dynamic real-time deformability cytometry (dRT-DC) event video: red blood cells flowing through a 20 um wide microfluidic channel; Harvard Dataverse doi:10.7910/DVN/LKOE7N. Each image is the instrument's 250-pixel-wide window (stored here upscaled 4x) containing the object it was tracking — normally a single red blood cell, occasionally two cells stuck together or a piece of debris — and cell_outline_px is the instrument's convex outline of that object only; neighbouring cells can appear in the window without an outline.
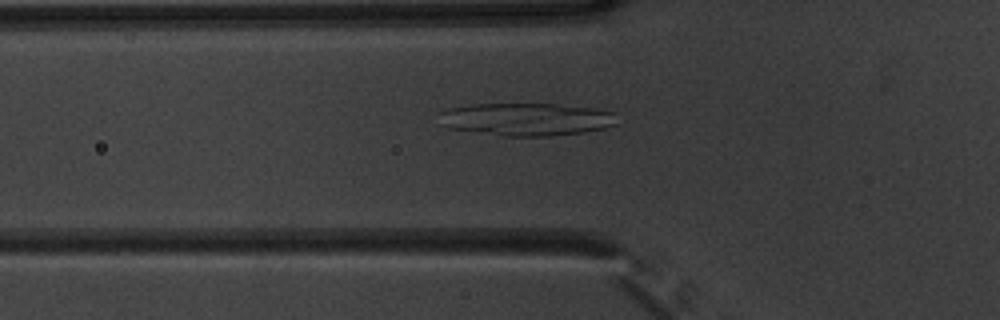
{"species": "common noctule bat (a hibernating species)", "species_latin": "Nyctalus noctula", "temperature_condition": "warm", "stored_images_in_passage": 53, "camera_frame_rate_fps": 3000, "um_per_image_px": 0.085, "animal": {"sex": "male", "body_mass_g": 20.1, "forearm_length_mm": 53.5}, "frame": {"image": 1, "passage_image": 19, "time_ms": 6.0, "image_size_px": [1000, 320], "cell_outline_px": [[620, 112], [616, 124], [604, 128], [584, 132], [548, 136], [500, 136], [448, 128], [440, 124], [436, 112], [448, 108], [472, 104], [556, 104], [596, 108]], "centroid_in_image_um": [44.74, 10.13], "position_along_channel_um": 81.1, "area_um2": 34.68}}
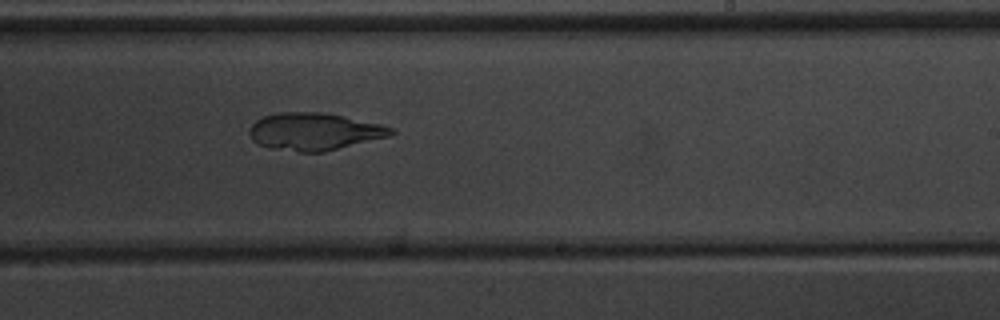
{"frame": {"image": 2, "passage_image": 33, "time_ms": 10.667, "image_size_px": [1000, 320], "cell_outline_px": [[396, 132], [388, 136], [324, 152], [300, 152], [272, 148], [256, 144], [252, 140], [248, 132], [252, 124], [256, 120], [264, 116], [280, 112], [324, 112], [344, 116], [380, 124], [392, 128]], "centroid_in_image_um": [26.68, 11.18], "position_along_channel_um": 262.3, "area_um2": 30.75}}
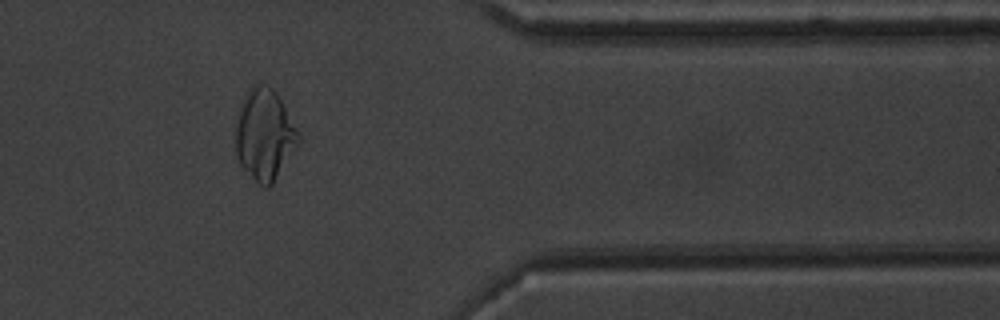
{"frame": {"image": 3, "passage_image": 44, "time_ms": 14.333, "image_size_px": [1000, 320], "cell_outline_px": [[300, 140], [272, 184], [268, 188], [264, 188], [240, 164], [236, 152], [236, 124], [244, 96], [252, 84], [268, 84], [276, 92], [300, 132]], "centroid_in_image_um": [22.5, 11.41], "position_along_channel_um": 388.9, "area_um2": 32.89}}